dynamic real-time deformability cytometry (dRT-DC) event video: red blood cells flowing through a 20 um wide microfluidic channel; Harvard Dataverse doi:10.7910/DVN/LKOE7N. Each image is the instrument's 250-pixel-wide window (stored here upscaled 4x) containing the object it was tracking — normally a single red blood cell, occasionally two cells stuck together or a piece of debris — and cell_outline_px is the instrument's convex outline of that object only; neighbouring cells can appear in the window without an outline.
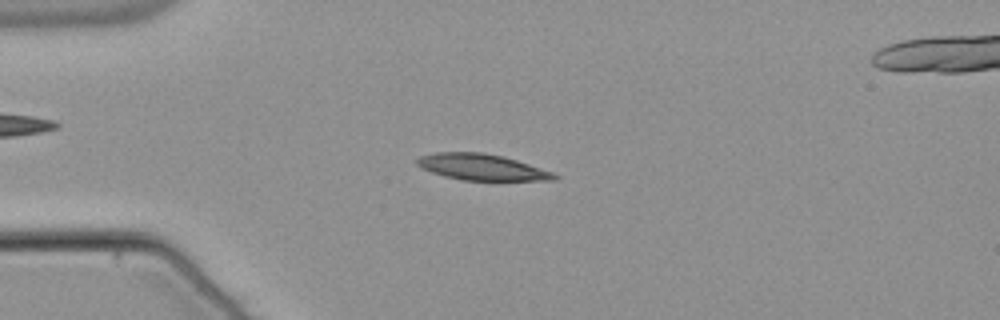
{"species": "common noctule bat (a hibernating species)", "species_latin": "Nyctalus noctula", "temperature_condition": "warm", "stored_images_in_passage": 55, "segment_of_instrument_passage": [1, 2], "camera_frame_rate_fps": 3000, "um_per_image_px": 0.085, "animal": {"sex": "male", "body_mass_g": 21.5, "forearm_length_mm": 52.0}, "frame": {"image": 1, "passage_image": 14, "time_ms": 4.333, "image_size_px": [1000, 320], "cell_outline_px": [[560, 176], [556, 180], [460, 180], [444, 176], [432, 172], [416, 164], [416, 160], [420, 156], [436, 152], [484, 152], [504, 156], [552, 172]], "centroid_in_image_um": [40.95, 14.2], "position_along_channel_um": 44.1, "area_um2": 20.81}}
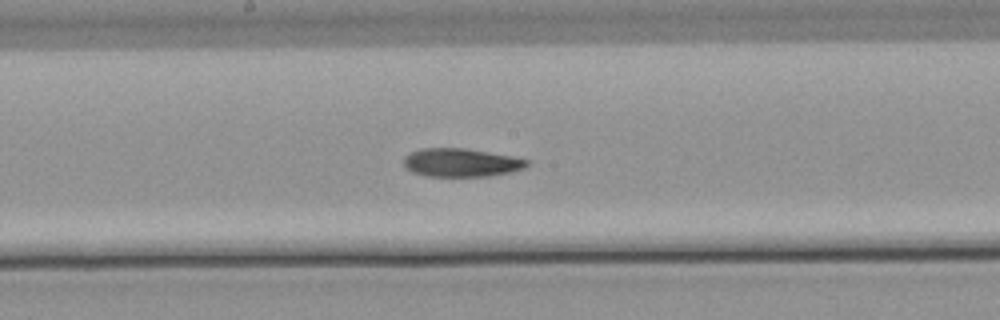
{"frame": {"image": 2, "passage_image": 29, "time_ms": 9.333, "image_size_px": [1000, 320], "cell_outline_px": [[528, 164], [524, 168], [512, 172], [488, 176], [424, 176], [412, 172], [404, 168], [404, 156], [420, 148], [464, 148], [508, 156], [528, 160]], "centroid_in_image_um": [39.13, 13.83], "position_along_channel_um": 209.1, "area_um2": 20.23}}
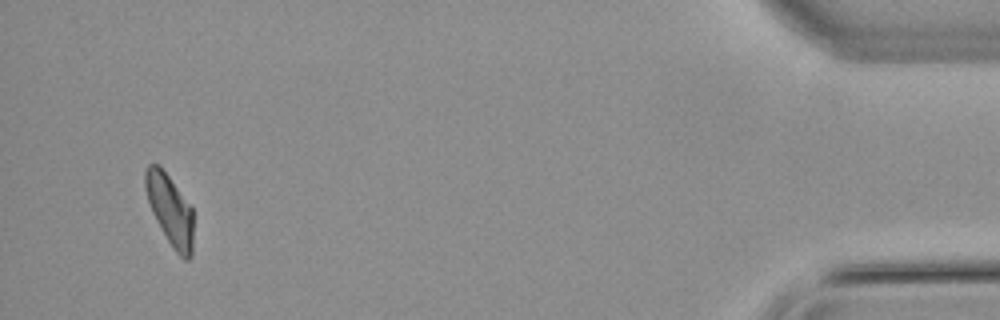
{"frame": {"image": 3, "passage_image": 52, "time_ms": 17.0, "image_size_px": [1000, 320], "cell_outline_px": [[192, 256], [188, 260], [184, 260], [176, 252], [168, 240], [156, 220], [152, 212], [144, 188], [144, 172], [148, 164], [160, 164], [192, 208]], "centroid_in_image_um": [14.43, 17.81], "position_along_channel_um": 420.8, "area_um2": 19.65}}